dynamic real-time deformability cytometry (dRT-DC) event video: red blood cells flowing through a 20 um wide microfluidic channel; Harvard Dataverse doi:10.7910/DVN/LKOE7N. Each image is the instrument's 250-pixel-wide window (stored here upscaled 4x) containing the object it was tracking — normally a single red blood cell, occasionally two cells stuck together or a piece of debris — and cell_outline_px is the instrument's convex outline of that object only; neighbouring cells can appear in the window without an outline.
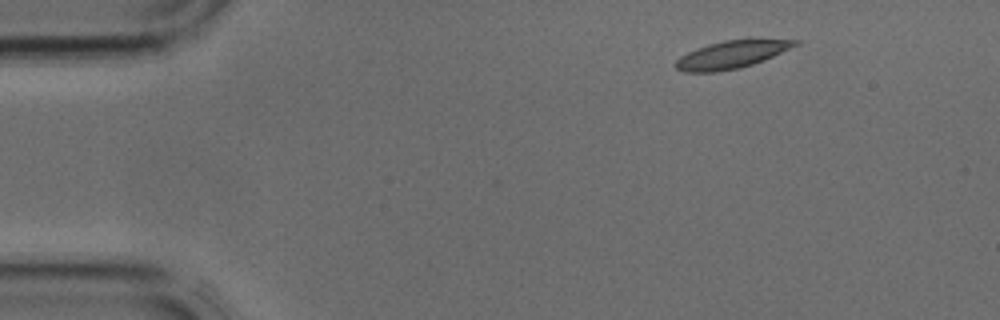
{"species": "common noctule bat (a hibernating species)", "species_latin": "Nyctalus noctula", "temperature_condition": "cold", "stored_images_in_passage": 4, "camera_frame_rate_fps": 3000, "um_per_image_px": 0.085, "animal": {"sex": "male", "body_mass_g": 17.9, "forearm_length_mm": 54.2}, "frame": {"image": 1, "passage_image": 1, "time_ms": 0.0, "image_size_px": [1000, 320], "cell_outline_px": [[800, 44], [764, 60], [740, 68], [716, 72], [684, 72], [676, 68], [676, 60], [680, 56], [688, 52], [708, 44], [724, 40], [800, 40]], "centroid_in_image_um": [62.16, 4.65], "position_along_channel_um": 22.8, "area_um2": 18.9}}
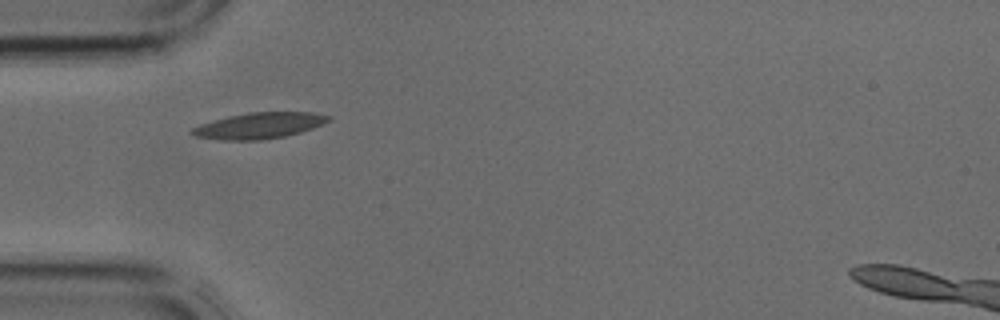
{"frame": {"image": 2, "passage_image": 3, "time_ms": 0.667, "image_size_px": [1000, 320], "cell_outline_px": [[332, 120], [324, 124], [300, 132], [284, 136], [260, 140], [220, 140], [196, 136], [188, 132], [192, 128], [200, 124], [212, 120], [228, 116], [248, 112], [312, 112], [332, 116]], "centroid_in_image_um": [22.04, 10.67], "position_along_channel_um": 63.0, "area_um2": 20.81}}